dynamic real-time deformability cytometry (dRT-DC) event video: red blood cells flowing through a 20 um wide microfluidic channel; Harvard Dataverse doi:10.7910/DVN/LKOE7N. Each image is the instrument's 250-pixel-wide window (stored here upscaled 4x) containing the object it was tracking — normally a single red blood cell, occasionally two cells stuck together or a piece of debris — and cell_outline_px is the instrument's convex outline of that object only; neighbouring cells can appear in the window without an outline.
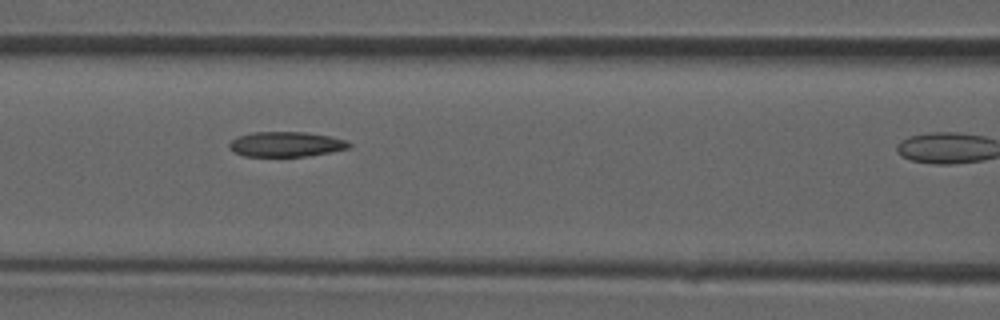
{"species": "common noctule bat (a hibernating species)", "species_latin": "Nyctalus noctula", "temperature_condition": "room temperature", "stored_images_in_passage": 13, "camera_frame_rate_fps": 3000, "um_per_image_px": 0.085, "animal": {"sex": "male", "forearm_length_mm": 52.5}, "frame": {"image": 1, "passage_image": 10, "time_ms": 3.0, "image_size_px": [1000, 320], "cell_outline_px": [[352, 144], [348, 148], [308, 156], [244, 156], [232, 152], [228, 148], [228, 144], [236, 136], [252, 132], [308, 132], [332, 136], [344, 140]], "centroid_in_image_um": [24.26, 12.25], "position_along_channel_um": 142.3, "area_um2": 17.57}}